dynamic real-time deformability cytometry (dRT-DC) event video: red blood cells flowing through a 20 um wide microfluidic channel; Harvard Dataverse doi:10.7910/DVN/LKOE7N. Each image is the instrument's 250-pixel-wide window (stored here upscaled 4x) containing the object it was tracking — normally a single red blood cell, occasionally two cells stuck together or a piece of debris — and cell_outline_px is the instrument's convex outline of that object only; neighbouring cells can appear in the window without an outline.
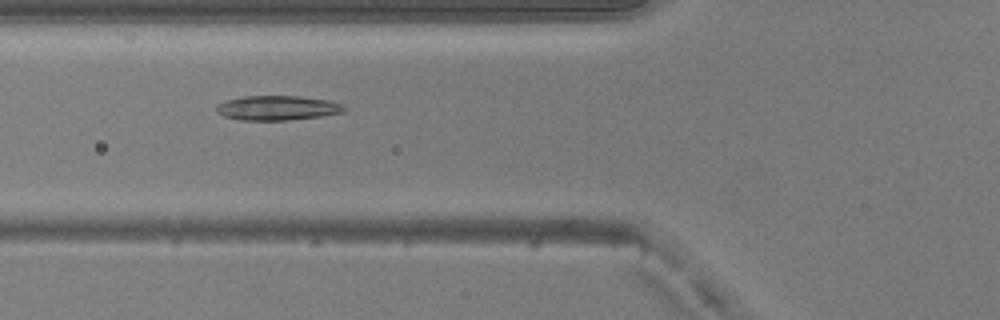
{"species": "common noctule bat (a hibernating species)", "species_latin": "Nyctalus noctula", "temperature_condition": "warm", "stored_images_in_passage": 28, "camera_frame_rate_fps": 3000, "um_per_image_px": 0.085, "animal": {"sex": "male", "body_mass_g": 20.5, "forearm_length_mm": 52.5}, "frame": {"image": 1, "passage_image": 4, "time_ms": 1.0, "image_size_px": [1000, 320], "cell_outline_px": [[348, 108], [344, 112], [320, 116], [288, 120], [240, 120], [224, 116], [216, 112], [216, 104], [228, 100], [244, 96], [300, 96], [328, 100], [344, 104]], "centroid_in_image_um": [23.6, 9.17], "position_along_channel_um": 102.2, "area_um2": 18.38}}
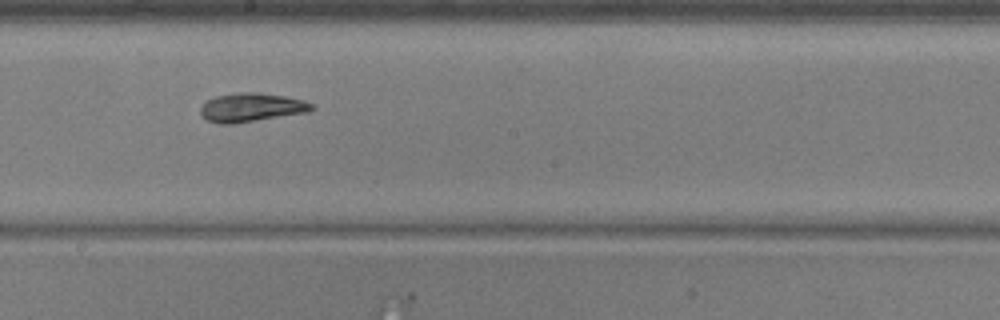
{"frame": {"image": 2, "passage_image": 13, "time_ms": 4.0, "image_size_px": [1000, 320], "cell_outline_px": [[316, 108], [308, 112], [232, 124], [220, 124], [208, 120], [200, 112], [200, 108], [208, 100], [216, 96], [236, 92], [256, 92], [284, 96], [304, 100], [312, 104]], "centroid_in_image_um": [21.39, 9.12], "position_along_channel_um": 226.8, "area_um2": 18.5}}
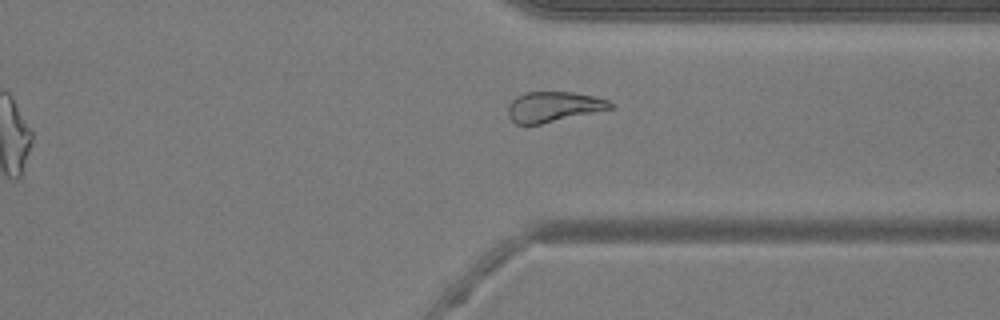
{"frame": {"image": 3, "passage_image": 23, "time_ms": 7.333, "image_size_px": [1000, 320], "cell_outline_px": [[616, 108], [540, 124], [516, 124], [508, 116], [508, 104], [516, 96], [524, 92], [572, 92], [596, 96], [608, 100], [616, 104]], "centroid_in_image_um": [47.1, 9.07], "position_along_channel_um": 364.3, "area_um2": 18.32}, "authors_computed_cell_mechanics": {"area_um2": 18.3515, "velocity_mm_per_s": 4.1376, "shape_relaxation_time_tau1_ms": 6.4861, "shape_relaxation_time_tau2_ms": 4.6285, "deformation_change_tau1": 0.2059, "deformation_change_tau2": 0.1329}}